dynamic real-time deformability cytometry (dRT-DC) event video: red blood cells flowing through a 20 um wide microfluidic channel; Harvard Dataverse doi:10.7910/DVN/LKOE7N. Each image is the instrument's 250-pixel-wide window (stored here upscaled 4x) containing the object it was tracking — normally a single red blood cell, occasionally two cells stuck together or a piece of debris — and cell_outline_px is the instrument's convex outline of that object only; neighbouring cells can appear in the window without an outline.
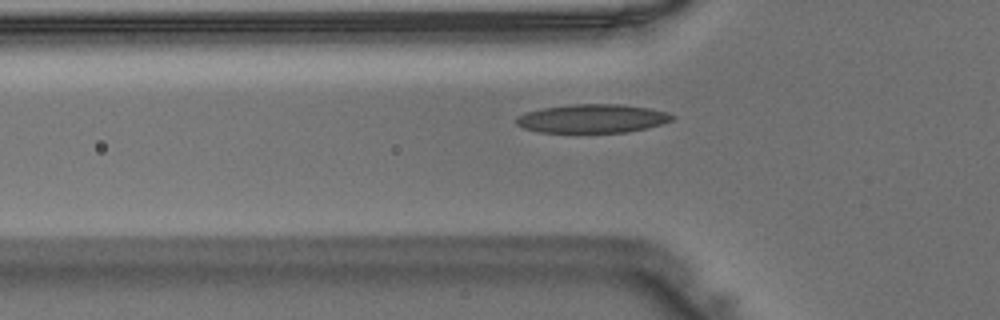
{"species": "Egyptian fruit bat (a non-hibernating species)", "species_latin": "Rousettus aegyptiacus", "temperature_condition": "warm", "stored_images_in_passage": 33, "camera_frame_rate_fps": 3000, "um_per_image_px": 0.085, "animal": {"sex": "male"}, "frame": {"image": 1, "passage_image": 2, "time_ms": 0.333, "image_size_px": [1000, 320], "cell_outline_px": [[676, 116], [672, 120], [648, 128], [624, 132], [536, 132], [524, 128], [516, 124], [516, 116], [524, 112], [544, 108], [572, 104], [620, 104], [648, 108], [668, 112]], "centroid_in_image_um": [50.33, 10.07], "position_along_channel_um": 75.5, "area_um2": 26.01}}
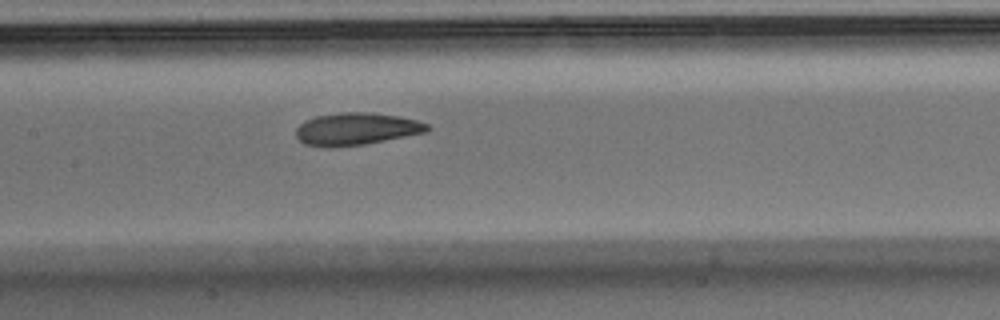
{"frame": {"image": 2, "passage_image": 9, "time_ms": 2.667, "image_size_px": [1000, 320], "cell_outline_px": [[432, 128], [428, 132], [364, 144], [328, 148], [324, 148], [304, 144], [296, 136], [296, 128], [304, 120], [316, 116], [340, 112], [372, 112], [400, 116], [416, 120], [428, 124]], "centroid_in_image_um": [30.29, 10.96], "position_along_channel_um": 177.1, "area_um2": 25.03}}
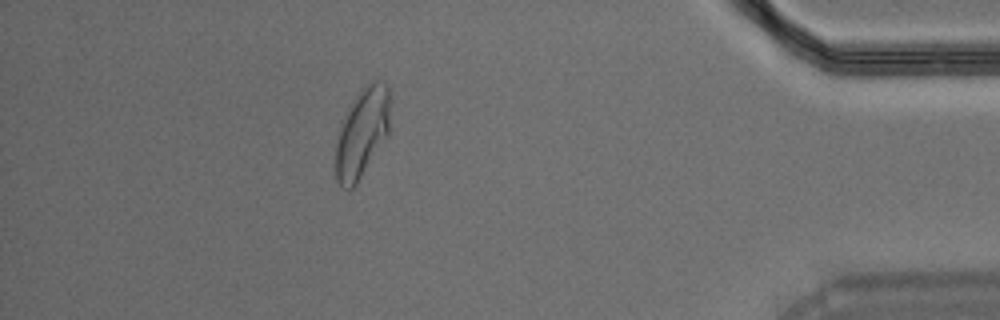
{"frame": {"image": 3, "passage_image": 28, "time_ms": 9.0, "image_size_px": [1000, 320], "cell_outline_px": [[388, 132], [356, 184], [352, 188], [340, 188], [336, 180], [336, 136], [340, 120], [352, 100], [360, 88], [364, 84], [372, 80], [380, 80], [388, 84]], "centroid_in_image_um": [30.71, 11.23], "position_along_channel_um": 404.5, "area_um2": 28.26}}